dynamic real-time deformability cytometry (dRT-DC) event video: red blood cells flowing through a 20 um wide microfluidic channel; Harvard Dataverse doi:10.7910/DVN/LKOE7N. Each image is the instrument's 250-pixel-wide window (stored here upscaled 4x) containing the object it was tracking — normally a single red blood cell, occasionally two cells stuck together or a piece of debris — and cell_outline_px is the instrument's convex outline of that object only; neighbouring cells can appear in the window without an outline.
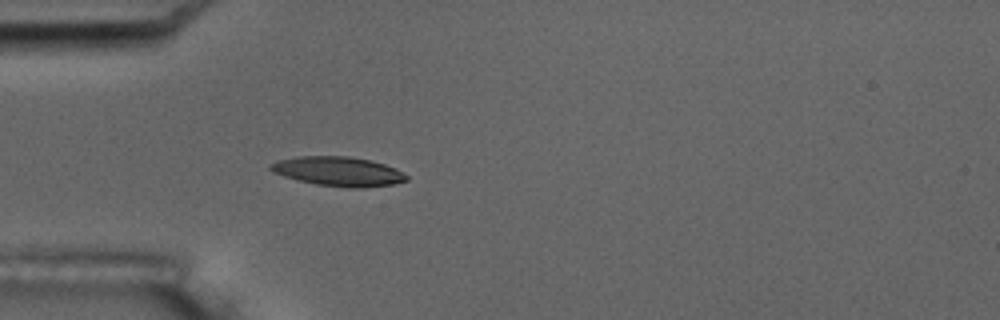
{"species": "common noctule bat (a hibernating species)", "species_latin": "Nyctalus noctula", "temperature_condition": "room temperature", "stored_images_in_passage": 4, "camera_frame_rate_fps": 3000, "um_per_image_px": 0.085, "animal": {"sex": "male", "body_mass_g": 17.5, "forearm_length_mm": 52.3}, "frame": {"image": 1, "passage_image": 4, "time_ms": 3.667, "image_size_px": [1000, 320], "cell_outline_px": [[408, 180], [392, 184], [364, 188], [348, 188], [316, 184], [284, 176], [268, 168], [268, 164], [280, 160], [300, 156], [348, 156], [372, 160], [396, 168], [408, 176]], "centroid_in_image_um": [28.8, 14.57], "position_along_channel_um": 56.2, "area_um2": 23.18}}